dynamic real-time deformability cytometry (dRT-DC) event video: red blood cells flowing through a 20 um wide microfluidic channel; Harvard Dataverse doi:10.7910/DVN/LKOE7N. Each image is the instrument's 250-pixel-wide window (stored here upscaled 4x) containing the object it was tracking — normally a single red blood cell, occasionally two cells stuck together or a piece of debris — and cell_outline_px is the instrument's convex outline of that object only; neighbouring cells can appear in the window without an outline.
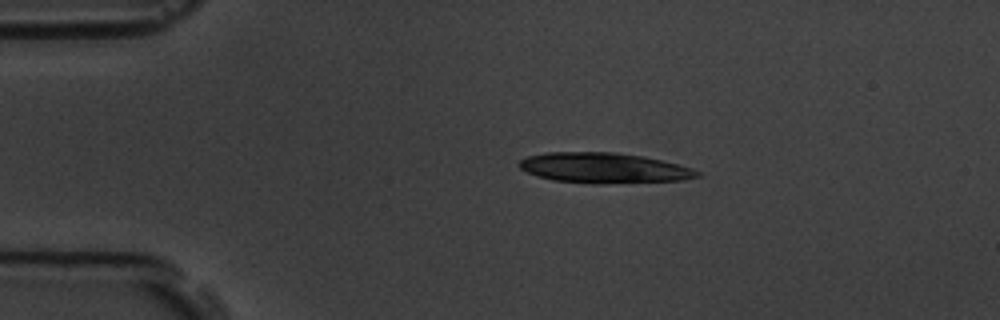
{"species": "common noctule bat (a hibernating species)", "species_latin": "Nyctalus noctula", "temperature_condition": "room temperature", "stored_images_in_passage": 3, "camera_frame_rate_fps": 3000, "um_per_image_px": 0.085, "animal": {"sex": "male", "body_mass_g": 19.5, "forearm_length_mm": 54.6}, "frame": {"image": 1, "passage_image": 2, "time_ms": 1.333, "image_size_px": [1000, 320], "cell_outline_px": [[700, 176], [680, 180], [604, 184], [592, 184], [552, 180], [536, 176], [520, 168], [520, 160], [528, 156], [548, 152], [612, 152], [640, 156], [660, 160], [692, 168], [700, 172]], "centroid_in_image_um": [51.3, 14.29], "position_along_channel_um": 33.7, "area_um2": 31.27}}